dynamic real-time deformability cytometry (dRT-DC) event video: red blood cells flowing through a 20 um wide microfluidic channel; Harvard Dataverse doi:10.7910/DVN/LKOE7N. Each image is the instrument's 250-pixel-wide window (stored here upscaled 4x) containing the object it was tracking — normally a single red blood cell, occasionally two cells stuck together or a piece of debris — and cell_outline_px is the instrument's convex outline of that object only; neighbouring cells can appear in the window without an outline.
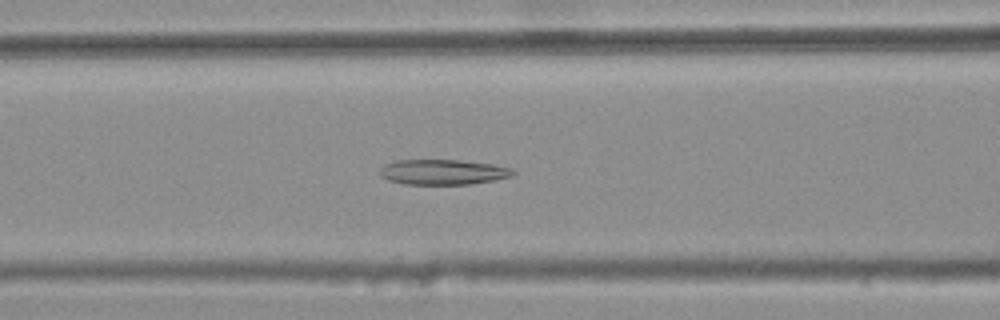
{"species": "common noctule bat (a hibernating species)", "species_latin": "Nyctalus noctula", "temperature_condition": "warm", "stored_images_in_passage": 42, "camera_frame_rate_fps": 3000, "um_per_image_px": 0.085, "animal": {"sex": "female", "body_mass_g": 25.1}, "frame": {"image": 1, "passage_image": 17, "time_ms": 5.333, "image_size_px": [1000, 320], "cell_outline_px": [[516, 172], [512, 176], [496, 180], [472, 184], [404, 184], [388, 180], [380, 176], [380, 168], [384, 164], [396, 160], [460, 160], [492, 164], [512, 168]], "centroid_in_image_um": [37.66, 14.62], "position_along_channel_um": 128.9, "area_um2": 19.71}}
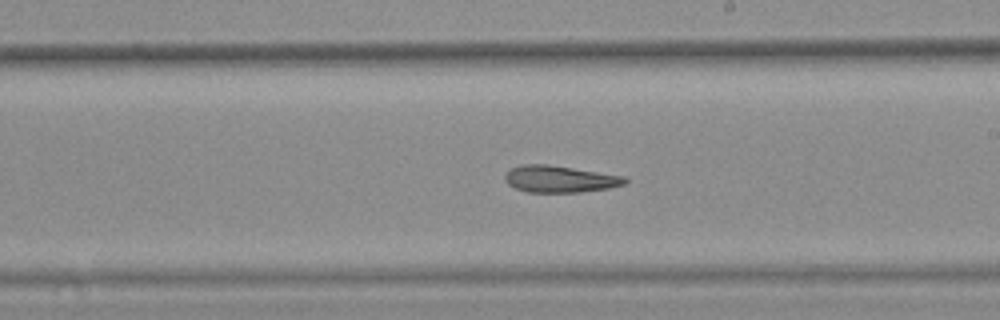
{"frame": {"image": 2, "passage_image": 26, "time_ms": 8.333, "image_size_px": [1000, 320], "cell_outline_px": [[628, 180], [624, 184], [608, 188], [580, 192], [528, 192], [516, 188], [508, 184], [504, 180], [504, 176], [512, 168], [520, 164], [548, 164], [624, 176]], "centroid_in_image_um": [47.56, 15.21], "position_along_channel_um": 241.4, "area_um2": 18.61}}
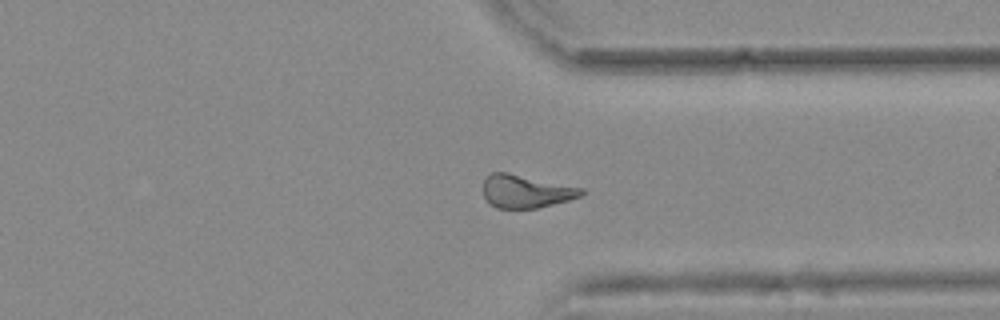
{"frame": {"image": 3, "passage_image": 36, "time_ms": 11.667, "image_size_px": [1000, 320], "cell_outline_px": [[584, 192], [580, 196], [568, 200], [536, 208], [496, 208], [488, 204], [484, 196], [484, 180], [492, 172], [508, 172], [584, 188]], "centroid_in_image_um": [44.68, 16.26], "position_along_channel_um": 366.7, "area_um2": 18.84}}